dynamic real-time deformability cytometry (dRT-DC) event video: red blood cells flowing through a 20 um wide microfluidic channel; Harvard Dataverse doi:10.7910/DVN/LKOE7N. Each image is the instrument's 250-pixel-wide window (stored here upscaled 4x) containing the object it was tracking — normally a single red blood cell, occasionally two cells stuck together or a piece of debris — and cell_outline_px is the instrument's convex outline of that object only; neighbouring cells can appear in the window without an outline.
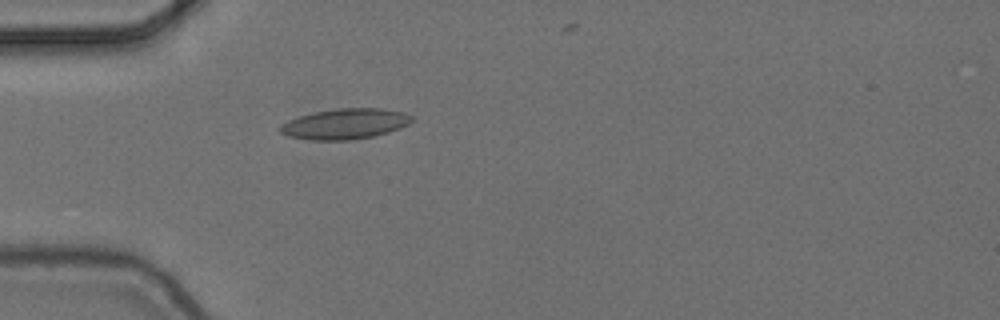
{"species": "common noctule bat (a hibernating species)", "species_latin": "Nyctalus noctula", "temperature_condition": "cold", "stored_images_in_passage": 5, "camera_frame_rate_fps": 3000, "um_per_image_px": 0.085, "animal": {"sex": "female", "body_mass_g": 24.6, "forearm_length_mm": 56.2}, "frame": {"image": 1, "passage_image": 5, "time_ms": 1.333, "image_size_px": [1000, 320], "cell_outline_px": [[412, 120], [408, 124], [400, 128], [388, 132], [372, 136], [352, 140], [312, 140], [288, 136], [280, 132], [276, 128], [280, 124], [288, 120], [300, 116], [316, 112], [340, 108], [380, 108], [404, 112], [412, 116]], "centroid_in_image_um": [29.3, 10.53], "position_along_channel_um": 55.7, "area_um2": 23.35}}